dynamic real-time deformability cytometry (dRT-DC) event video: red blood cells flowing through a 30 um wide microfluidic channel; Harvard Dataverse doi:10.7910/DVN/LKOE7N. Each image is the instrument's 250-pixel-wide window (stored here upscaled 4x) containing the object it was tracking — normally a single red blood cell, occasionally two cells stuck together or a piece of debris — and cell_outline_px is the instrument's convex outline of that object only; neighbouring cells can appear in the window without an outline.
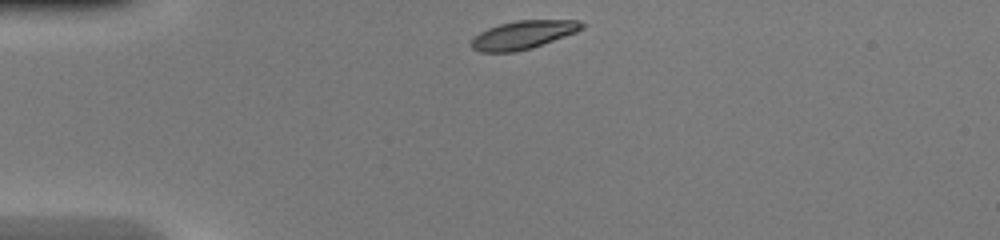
{"species": "common noctule bat (a hibernating species)", "species_latin": "Nyctalus noctula", "temperature_condition": "warm", "stored_images_in_passage": 38, "camera_frame_rate_fps": 3000, "um_per_image_px": 0.085, "animal": {"sex": "female", "body_mass_g": 20.0, "forearm_length_mm": 54.0}, "frame": {"image": 1, "passage_image": 1, "time_ms": 0.0, "image_size_px": [1000, 240], "cell_outline_px": [[584, 28], [576, 32], [532, 48], [516, 52], [480, 52], [472, 48], [472, 40], [480, 32], [488, 28], [500, 24], [516, 20], [580, 20], [584, 24]], "centroid_in_image_um": [44.49, 2.96], "position_along_channel_um": 40.5, "area_um2": 18.15}}
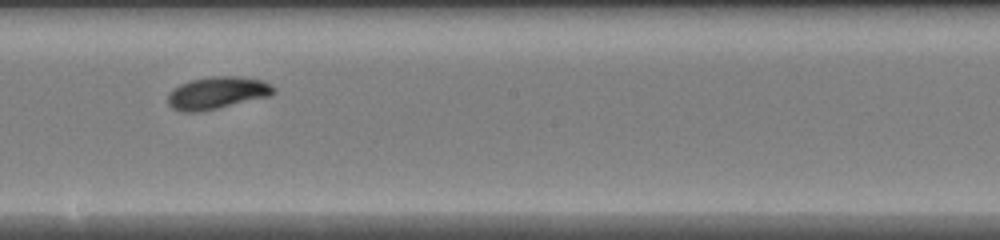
{"frame": {"image": 2, "passage_image": 17, "time_ms": 5.333, "image_size_px": [1000, 240], "cell_outline_px": [[276, 92], [272, 96], [200, 112], [180, 112], [172, 108], [168, 104], [168, 92], [180, 84], [192, 80], [212, 76], [240, 76], [260, 80], [276, 88]], "centroid_in_image_um": [18.46, 7.91], "position_along_channel_um": 229.7, "area_um2": 20.06}}
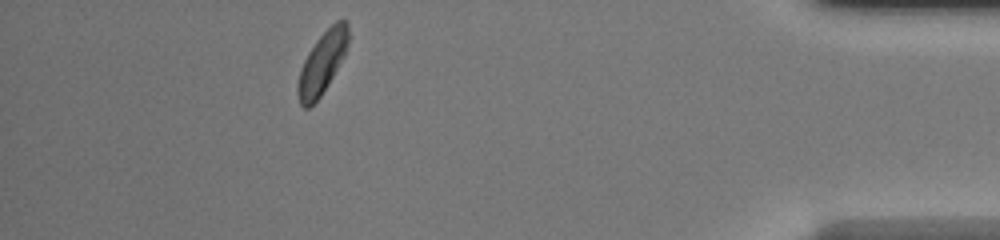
{"frame": {"image": 3, "passage_image": 33, "time_ms": 10.667, "image_size_px": [1000, 240], "cell_outline_px": [[352, 36], [344, 56], [328, 84], [320, 96], [308, 108], [304, 108], [300, 104], [296, 92], [296, 84], [300, 68], [308, 52], [316, 40], [336, 20], [344, 20], [348, 24]], "centroid_in_image_um": [27.4, 5.31], "position_along_channel_um": 407.8, "area_um2": 18.5}, "authors_computed_cell_mechanics": {"area_um2": 18.7272, "velocity_mm_per_s": 4.2449, "shape_relaxation_time_tau1_ms": 2.3352, "shape_relaxation_time_tau2_ms": null, "deformation_change_tau1": 0.1368, "deformation_change_tau2": null}}